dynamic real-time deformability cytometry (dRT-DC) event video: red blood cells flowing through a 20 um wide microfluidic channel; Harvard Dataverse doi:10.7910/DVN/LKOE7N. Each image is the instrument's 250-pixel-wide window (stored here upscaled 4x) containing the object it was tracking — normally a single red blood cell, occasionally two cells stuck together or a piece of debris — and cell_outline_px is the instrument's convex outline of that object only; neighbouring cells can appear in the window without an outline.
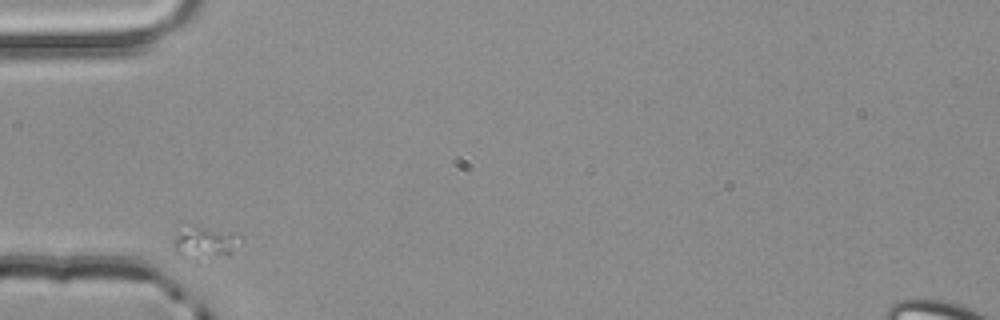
{"species": "common noctule bat (a hibernating species)", "species_latin": "Nyctalus noctula", "temperature_condition": "room temperature", "stored_images_in_passage": 5, "camera_frame_rate_fps": 3000, "um_per_image_px": 0.085, "animal": {"sex": "male", "body_mass_g": 20.4}, "frame": {"image": 1, "passage_image": 4, "time_ms": 1.0, "image_size_px": [1000, 320], "cell_outline_px": [[244, 240], [228, 256], [196, 264], [184, 260], [176, 256], [172, 248], [172, 240], [176, 236], [192, 224], [196, 224], [240, 232]], "centroid_in_image_um": [17.45, 20.69], "position_along_channel_um": 67.6, "area_um2": 14.45}}